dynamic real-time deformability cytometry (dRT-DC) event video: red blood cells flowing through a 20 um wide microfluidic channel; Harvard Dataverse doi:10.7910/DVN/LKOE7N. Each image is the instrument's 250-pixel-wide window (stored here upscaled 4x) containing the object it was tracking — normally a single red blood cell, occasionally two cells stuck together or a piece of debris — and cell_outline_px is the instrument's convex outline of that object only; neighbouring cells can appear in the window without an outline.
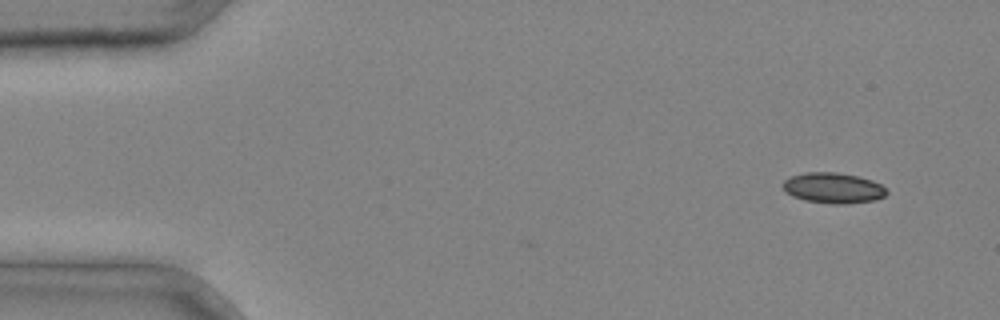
{"species": "common noctule bat (a hibernating species)", "species_latin": "Nyctalus noctula", "temperature_condition": "cold", "stored_images_in_passage": 4, "camera_frame_rate_fps": 3000, "um_per_image_px": 0.085, "animal": {"sex": "male", "body_mass_g": 20.4}, "frame": {"image": 1, "passage_image": 1, "time_ms": 0.0, "image_size_px": [1000, 320], "cell_outline_px": [[888, 192], [884, 196], [876, 200], [840, 204], [832, 204], [804, 200], [792, 196], [784, 188], [784, 180], [792, 176], [804, 172], [836, 172], [856, 176], [872, 180], [880, 184]], "centroid_in_image_um": [70.83, 15.98], "position_along_channel_um": 14.2, "area_um2": 18.26}}
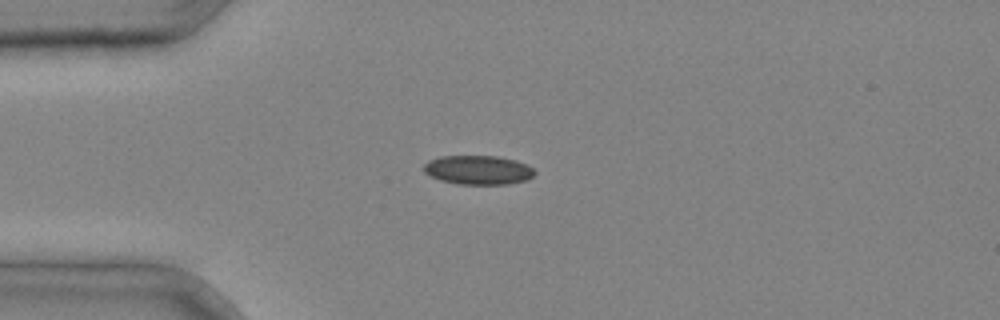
{"frame": {"image": 2, "passage_image": 3, "time_ms": 0.667, "image_size_px": [1000, 320], "cell_outline_px": [[536, 172], [532, 176], [524, 180], [508, 184], [460, 184], [440, 180], [424, 172], [424, 164], [428, 160], [440, 156], [496, 156], [516, 160], [532, 168]], "centroid_in_image_um": [40.61, 14.44], "position_along_channel_um": 44.4, "area_um2": 18.61}}
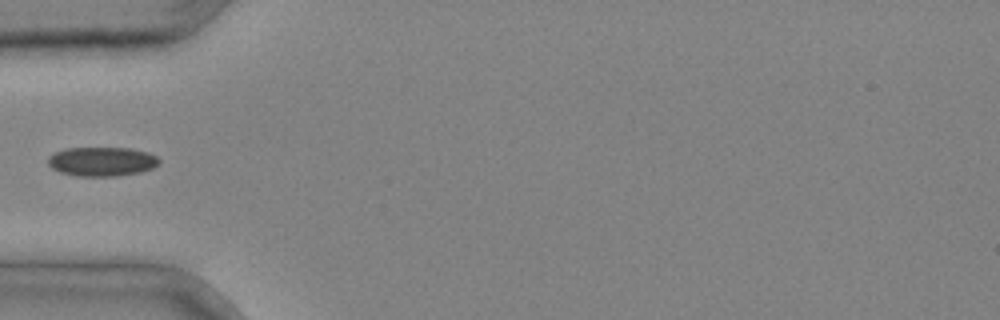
{"frame": {"image": 3, "passage_image": 4, "time_ms": 1.0, "image_size_px": [1000, 320], "cell_outline_px": [[160, 164], [152, 168], [140, 172], [116, 176], [76, 176], [60, 172], [52, 168], [48, 164], [48, 156], [64, 148], [132, 148], [148, 152], [156, 156], [160, 160]], "centroid_in_image_um": [8.67, 13.73], "position_along_channel_um": 76.3, "area_um2": 19.02}}